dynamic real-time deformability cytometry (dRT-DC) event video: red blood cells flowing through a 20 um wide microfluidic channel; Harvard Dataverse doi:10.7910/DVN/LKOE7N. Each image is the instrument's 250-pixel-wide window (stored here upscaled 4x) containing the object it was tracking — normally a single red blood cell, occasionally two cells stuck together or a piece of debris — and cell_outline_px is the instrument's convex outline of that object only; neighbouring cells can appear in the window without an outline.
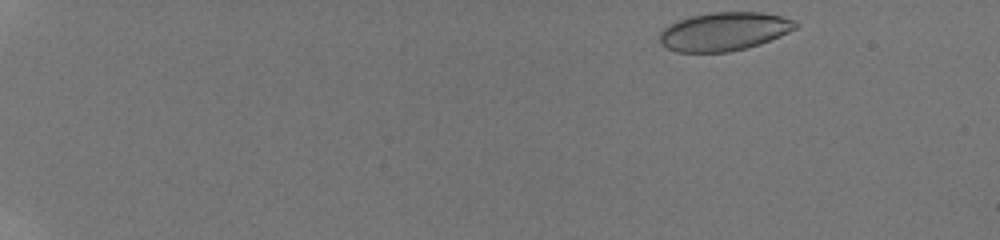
{"species": "human", "species_latin": "Homo sapiens", "temperature_condition": "room temperature", "stored_images_in_passage": 27, "camera_frame_rate_fps": 3000, "um_per_image_px": 0.085, "donor": {"sex": "male"}, "frame": {"image": 1, "passage_image": 1, "time_ms": 0.0, "image_size_px": [1000, 240], "cell_outline_px": [[800, 24], [796, 28], [780, 36], [760, 44], [728, 52], [676, 52], [660, 44], [660, 32], [668, 24], [692, 16], [712, 12], [760, 12], [780, 16], [796, 20]], "centroid_in_image_um": [61.56, 2.67], "position_along_channel_um": 23.4, "area_um2": 30.4}}
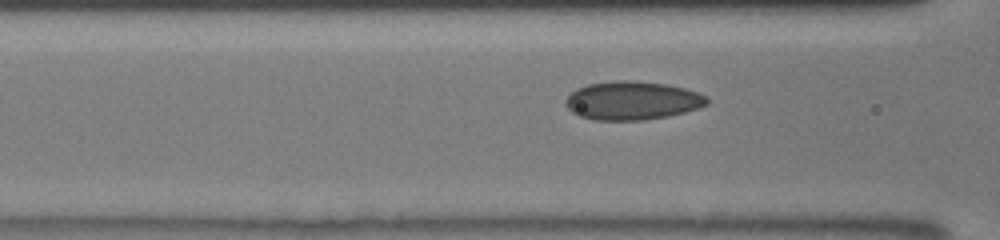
{"frame": {"image": 2, "passage_image": 15, "time_ms": 6.0, "image_size_px": [1000, 240], "cell_outline_px": [[708, 104], [684, 112], [668, 116], [644, 120], [592, 120], [580, 116], [572, 112], [564, 104], [564, 100], [576, 88], [588, 84], [616, 80], [628, 80], [668, 84], [684, 88], [708, 96]], "centroid_in_image_um": [53.72, 8.55], "position_along_channel_um": 112.9, "area_um2": 31.79}}
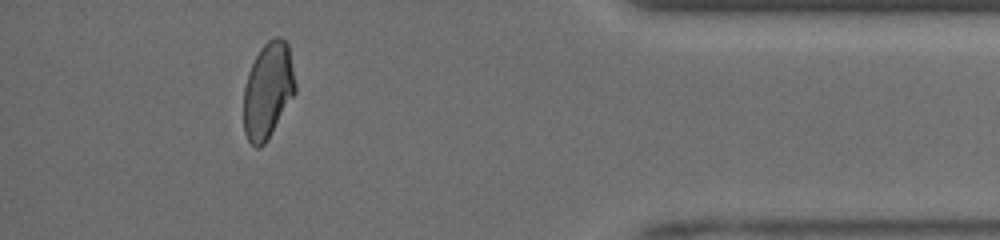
{"frame": {"image": 3, "passage_image": 26, "time_ms": 14.0, "image_size_px": [1000, 240], "cell_outline_px": [[296, 92], [264, 144], [260, 148], [256, 148], [248, 140], [244, 132], [244, 88], [248, 72], [260, 48], [268, 40], [276, 36], [280, 36], [288, 44], [296, 84]], "centroid_in_image_um": [22.77, 7.67], "position_along_channel_um": 412.4, "area_um2": 28.73}, "authors_computed_cell_mechanics": {"area_um2": 30.8074, "velocity_mm_per_s": 4.1297, "shape_relaxation_time_tau1_ms": null, "shape_relaxation_time_tau2_ms": 1.2134, "deformation_change_tau1": null, "deformation_change_tau2": 0.0531}}